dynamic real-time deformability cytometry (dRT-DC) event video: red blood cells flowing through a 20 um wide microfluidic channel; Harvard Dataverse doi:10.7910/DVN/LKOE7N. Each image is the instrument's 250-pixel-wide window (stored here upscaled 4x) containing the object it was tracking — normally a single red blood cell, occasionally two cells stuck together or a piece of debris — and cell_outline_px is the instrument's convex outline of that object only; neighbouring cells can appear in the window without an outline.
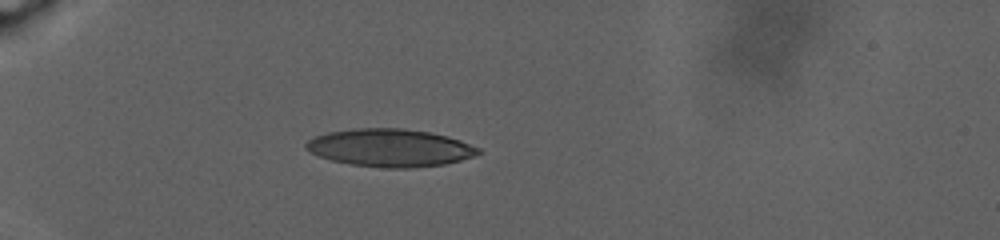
{"species": "human", "species_latin": "Homo sapiens", "temperature_condition": "warm", "stored_images_in_passage": 75, "camera_frame_rate_fps": 3000, "um_per_image_px": 0.085, "donor": {"sex": "male"}, "frame": {"image": 1, "passage_image": 1, "time_ms": 0.0, "image_size_px": [1000, 240], "cell_outline_px": [[484, 152], [476, 156], [444, 164], [412, 168], [384, 168], [352, 164], [332, 160], [308, 152], [304, 148], [304, 144], [308, 140], [316, 136], [328, 132], [352, 128], [404, 128], [428, 132], [448, 136], [460, 140], [480, 148]], "centroid_in_image_um": [33.17, 12.56], "position_along_channel_um": 51.8, "area_um2": 38.09}}
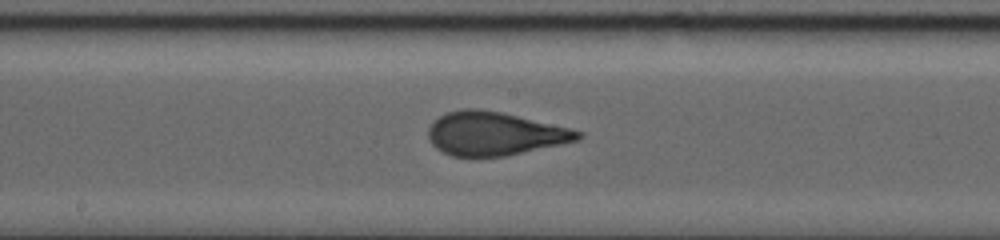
{"frame": {"image": 2, "passage_image": 46, "time_ms": 8.0, "image_size_px": [1000, 240], "cell_outline_px": [[584, 136], [580, 140], [504, 156], [452, 156], [436, 148], [432, 144], [428, 136], [428, 128], [432, 120], [448, 112], [464, 108], [480, 108], [500, 112], [572, 128], [584, 132]], "centroid_in_image_um": [42.05, 11.35], "position_along_channel_um": 206.2, "area_um2": 37.92}}
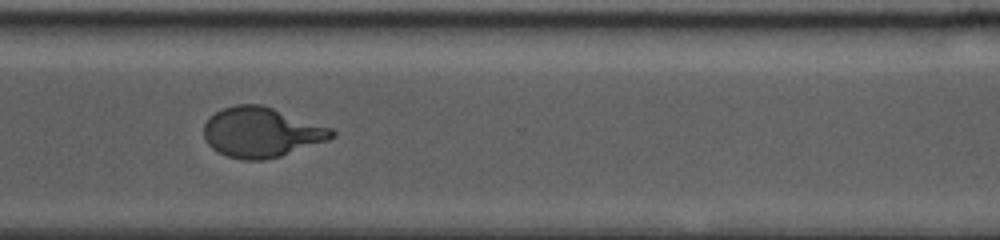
{"frame": {"image": 3, "passage_image": 74, "time_ms": 14.0, "image_size_px": [1000, 240], "cell_outline_px": [[336, 136], [328, 140], [280, 156], [264, 160], [244, 160], [228, 156], [212, 148], [208, 144], [204, 136], [204, 124], [216, 112], [224, 108], [236, 104], [260, 104], [332, 128], [336, 132]], "centroid_in_image_um": [22.23, 11.25], "position_along_channel_um": 348.4, "area_um2": 36.88}}